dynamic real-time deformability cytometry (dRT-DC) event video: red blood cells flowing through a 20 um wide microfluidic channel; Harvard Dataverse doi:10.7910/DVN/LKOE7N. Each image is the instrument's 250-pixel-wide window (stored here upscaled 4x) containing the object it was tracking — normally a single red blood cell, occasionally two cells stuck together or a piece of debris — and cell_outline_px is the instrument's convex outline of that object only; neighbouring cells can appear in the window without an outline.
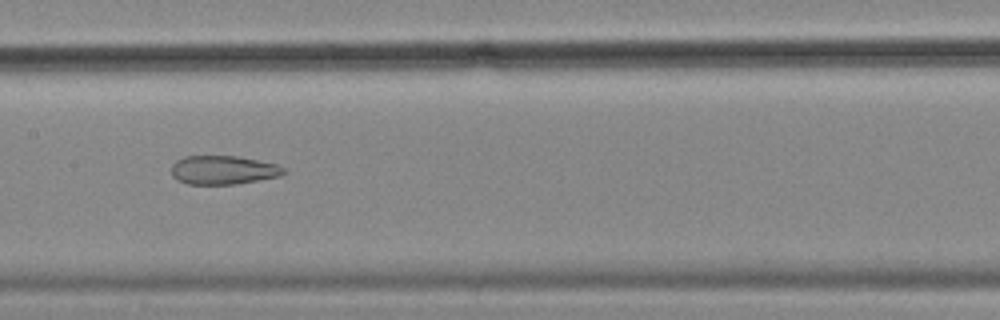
{"species": "common noctule bat (a hibernating species)", "species_latin": "Nyctalus noctula", "temperature_condition": "cold", "stored_images_in_passage": 54, "camera_frame_rate_fps": 3000, "um_per_image_px": 0.085, "animal": {"sex": "female", "body_mass_g": 18.4}, "frame": {"image": 1, "passage_image": 26, "time_ms": 8.333, "image_size_px": [1000, 320], "cell_outline_px": [[288, 172], [280, 176], [236, 184], [188, 184], [176, 180], [172, 176], [172, 164], [176, 160], [184, 156], [236, 156], [276, 164], [284, 168]], "centroid_in_image_um": [18.96, 14.45], "position_along_channel_um": 188.4, "area_um2": 18.84}}
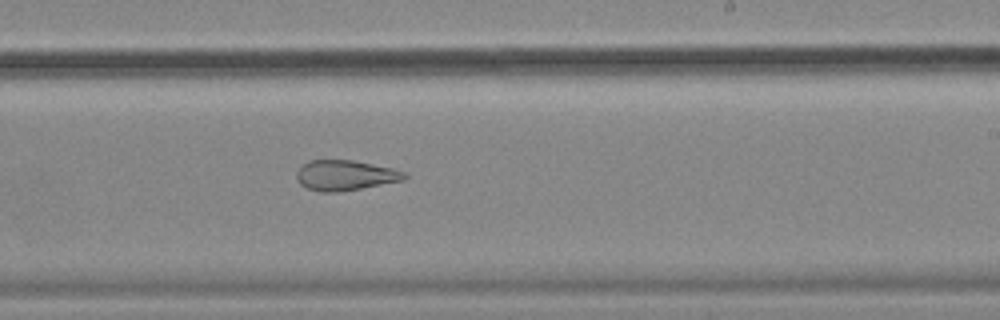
{"frame": {"image": 2, "passage_image": 32, "time_ms": 10.333, "image_size_px": [1000, 320], "cell_outline_px": [[408, 176], [404, 180], [360, 188], [336, 192], [320, 192], [308, 188], [300, 184], [296, 180], [296, 172], [308, 160], [352, 160], [392, 168], [404, 172]], "centroid_in_image_um": [29.32, 14.9], "position_along_channel_um": 259.7, "area_um2": 18.84}}
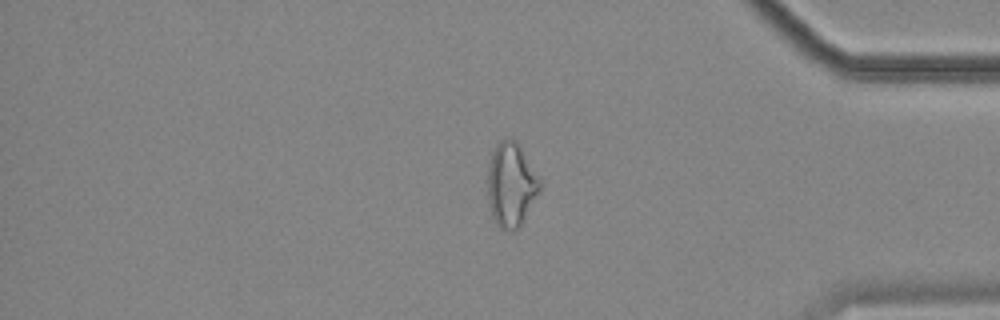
{"frame": {"image": 3, "passage_image": 45, "time_ms": 14.667, "image_size_px": [1000, 320], "cell_outline_px": [[540, 192], [524, 220], [516, 228], [500, 228], [496, 224], [492, 216], [488, 200], [488, 164], [492, 148], [500, 140], [508, 136], [512, 136], [520, 144], [540, 176]], "centroid_in_image_um": [43.45, 15.6], "position_along_channel_um": 391.7, "area_um2": 26.07}, "authors_computed_cell_mechanics": {"area_um2": 25.9522, "velocity_mm_per_s": 3.5906, "shape_relaxation_time_tau1_ms": null, "shape_relaxation_time_tau2_ms": 2.947, "deformation_change_tau1": null, "deformation_change_tau2": 0.1136}}